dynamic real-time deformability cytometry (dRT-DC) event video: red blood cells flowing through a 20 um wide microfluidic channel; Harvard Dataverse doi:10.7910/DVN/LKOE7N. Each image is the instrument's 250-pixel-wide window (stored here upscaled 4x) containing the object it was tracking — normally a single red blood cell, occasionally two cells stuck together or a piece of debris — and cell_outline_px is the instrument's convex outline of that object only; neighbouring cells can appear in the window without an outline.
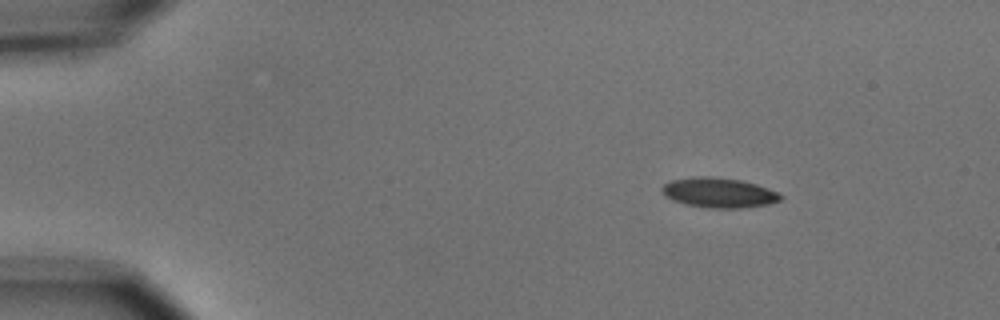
{"species": "common noctule bat (a hibernating species)", "species_latin": "Nyctalus noctula", "temperature_condition": "cold", "stored_images_in_passage": 5, "camera_frame_rate_fps": 3000, "um_per_image_px": 0.085, "animal": {"sex": "male", "body_mass_g": 15.6}, "frame": {"image": 1, "passage_image": 1, "time_ms": 0.0, "image_size_px": [1000, 320], "cell_outline_px": [[784, 196], [780, 200], [768, 204], [740, 208], [712, 208], [688, 204], [672, 200], [660, 188], [664, 184], [672, 180], [692, 176], [712, 176], [740, 180], [756, 184], [768, 188]], "centroid_in_image_um": [61.12, 16.36], "position_along_channel_um": 23.9, "area_um2": 20.46}}
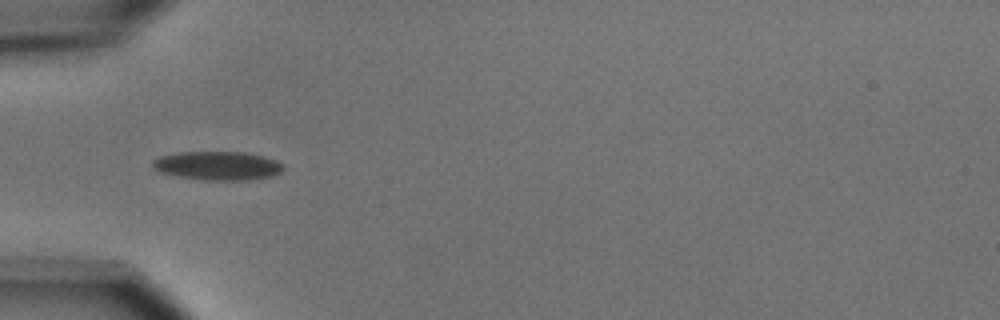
{"frame": {"image": 2, "passage_image": 4, "time_ms": 3.333, "image_size_px": [1000, 320], "cell_outline_px": [[284, 168], [280, 172], [272, 176], [252, 180], [204, 180], [176, 176], [160, 172], [152, 164], [152, 160], [160, 156], [176, 152], [244, 152], [264, 156], [276, 160], [284, 164]], "centroid_in_image_um": [18.52, 14.08], "position_along_channel_um": 66.5, "area_um2": 22.02}}
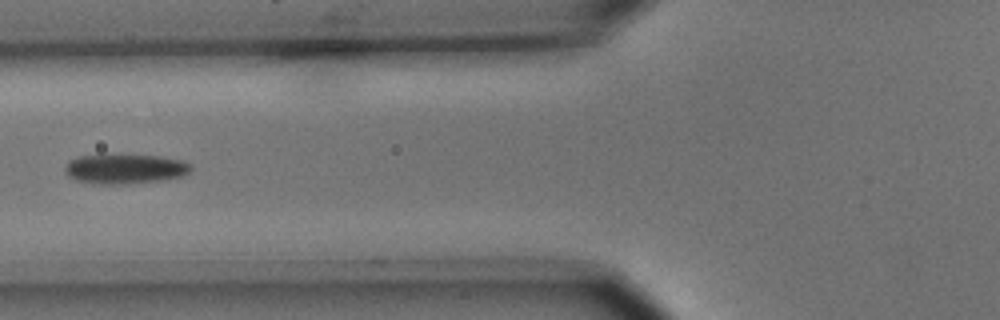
{"frame": {"image": 3, "passage_image": 5, "time_ms": 4.667, "image_size_px": [1000, 320], "cell_outline_px": [[192, 168], [184, 176], [160, 180], [124, 184], [92, 184], [76, 180], [68, 176], [64, 172], [64, 164], [68, 160], [76, 156], [104, 152], [160, 156], [184, 160], [192, 164]], "centroid_in_image_um": [10.55, 14.3], "position_along_channel_um": 115.2, "area_um2": 23.0}}